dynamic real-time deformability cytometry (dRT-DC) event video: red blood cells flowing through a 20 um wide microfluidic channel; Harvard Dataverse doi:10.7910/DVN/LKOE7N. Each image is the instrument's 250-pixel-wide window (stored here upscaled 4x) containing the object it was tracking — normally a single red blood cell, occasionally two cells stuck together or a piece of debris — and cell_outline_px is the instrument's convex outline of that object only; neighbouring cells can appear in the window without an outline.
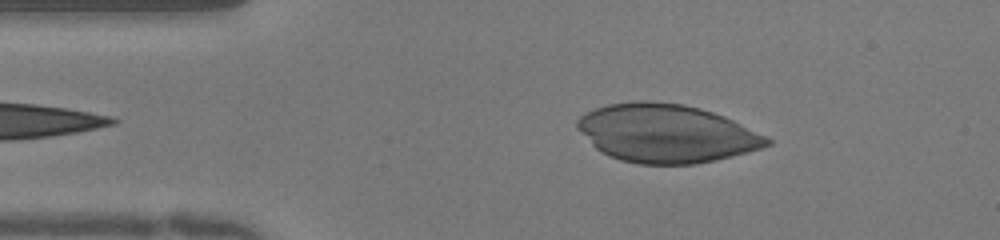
{"species": "human", "species_latin": "Homo sapiens", "temperature_condition": "warm", "stored_images_in_passage": 41, "camera_frame_rate_fps": 3000, "um_per_image_px": 0.085, "donor": {"sex": "female"}, "frame": {"image": 1, "passage_image": 6, "time_ms": 1.667, "image_size_px": [1000, 240], "cell_outline_px": [[772, 144], [748, 152], [716, 160], [696, 164], [640, 164], [620, 160], [608, 156], [600, 152], [576, 128], [576, 120], [580, 116], [596, 108], [608, 104], [636, 100], [648, 100], [684, 104], [700, 108], [724, 116], [768, 136], [772, 140]], "centroid_in_image_um": [56.64, 11.33], "position_along_channel_um": 28.4, "area_um2": 64.68}}